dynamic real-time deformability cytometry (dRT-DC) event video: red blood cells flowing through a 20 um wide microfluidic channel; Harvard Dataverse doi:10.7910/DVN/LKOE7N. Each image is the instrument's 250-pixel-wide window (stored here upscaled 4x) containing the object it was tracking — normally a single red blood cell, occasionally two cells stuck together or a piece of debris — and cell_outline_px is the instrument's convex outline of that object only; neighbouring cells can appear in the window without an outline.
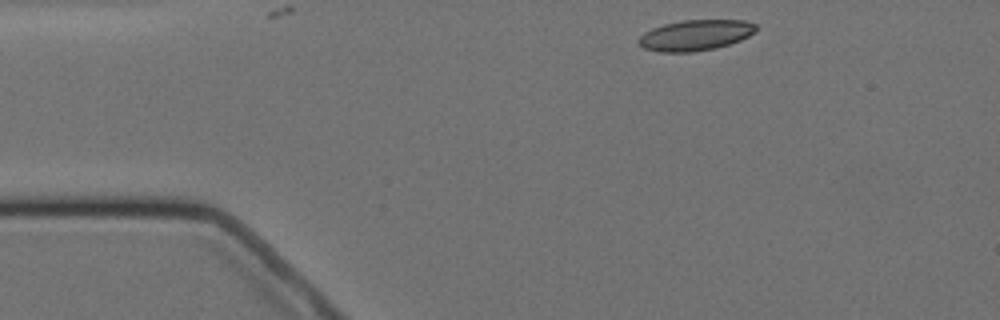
{"species": "Egyptian fruit bat (a non-hibernating species)", "species_latin": "Rousettus aegyptiacus", "temperature_condition": "cold", "stored_images_in_passage": 3, "camera_frame_rate_fps": 3000, "um_per_image_px": 0.085, "animal": {"sex": "female"}, "frame": {"image": 1, "passage_image": 1, "time_ms": 0.0, "image_size_px": [1000, 320], "cell_outline_px": [[756, 32], [740, 40], [716, 48], [692, 52], [660, 52], [644, 48], [636, 40], [644, 32], [652, 28], [664, 24], [684, 20], [744, 20], [756, 24]], "centroid_in_image_um": [59.1, 2.99], "position_along_channel_um": 25.9, "area_um2": 20.98}}
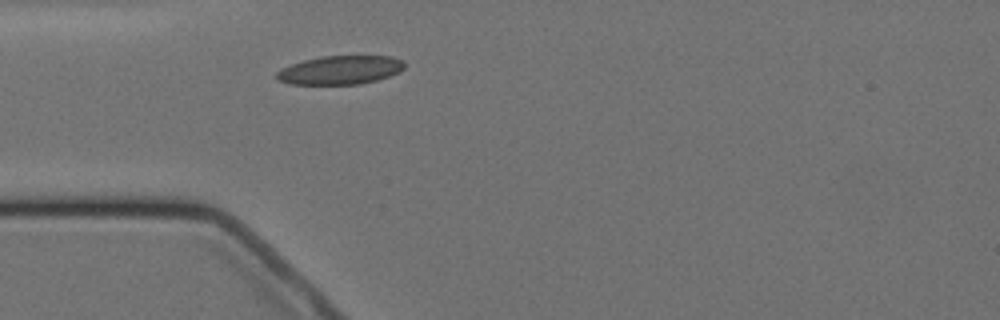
{"frame": {"image": 2, "passage_image": 3, "time_ms": 2.333, "image_size_px": [1000, 320], "cell_outline_px": [[404, 68], [400, 72], [376, 80], [360, 84], [292, 84], [280, 80], [276, 76], [276, 72], [280, 68], [304, 60], [320, 56], [392, 56], [404, 60]], "centroid_in_image_um": [28.94, 5.94], "position_along_channel_um": 56.1, "area_um2": 21.33}}